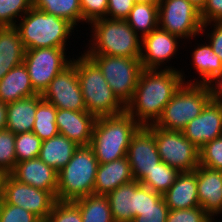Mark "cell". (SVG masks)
Masks as SVG:
<instances>
[{"instance_id": "obj_1", "label": "cell", "mask_w": 222, "mask_h": 222, "mask_svg": "<svg viewBox=\"0 0 222 222\" xmlns=\"http://www.w3.org/2000/svg\"><path fill=\"white\" fill-rule=\"evenodd\" d=\"M166 67L143 69L133 97L125 106V111L141 126L155 124L164 107L185 82L184 72L172 66Z\"/></svg>"}, {"instance_id": "obj_2", "label": "cell", "mask_w": 222, "mask_h": 222, "mask_svg": "<svg viewBox=\"0 0 222 222\" xmlns=\"http://www.w3.org/2000/svg\"><path fill=\"white\" fill-rule=\"evenodd\" d=\"M140 127L126 111L119 115L97 117L89 146L99 164L126 157L131 138Z\"/></svg>"}, {"instance_id": "obj_3", "label": "cell", "mask_w": 222, "mask_h": 222, "mask_svg": "<svg viewBox=\"0 0 222 222\" xmlns=\"http://www.w3.org/2000/svg\"><path fill=\"white\" fill-rule=\"evenodd\" d=\"M91 39L86 55L140 58L142 38L125 20L100 18L90 23ZM93 42V43H92Z\"/></svg>"}, {"instance_id": "obj_4", "label": "cell", "mask_w": 222, "mask_h": 222, "mask_svg": "<svg viewBox=\"0 0 222 222\" xmlns=\"http://www.w3.org/2000/svg\"><path fill=\"white\" fill-rule=\"evenodd\" d=\"M15 25L26 50L35 48H66L75 26L68 20L32 7Z\"/></svg>"}, {"instance_id": "obj_5", "label": "cell", "mask_w": 222, "mask_h": 222, "mask_svg": "<svg viewBox=\"0 0 222 222\" xmlns=\"http://www.w3.org/2000/svg\"><path fill=\"white\" fill-rule=\"evenodd\" d=\"M76 73L88 113L97 118L125 112L101 70L85 53L76 58Z\"/></svg>"}, {"instance_id": "obj_6", "label": "cell", "mask_w": 222, "mask_h": 222, "mask_svg": "<svg viewBox=\"0 0 222 222\" xmlns=\"http://www.w3.org/2000/svg\"><path fill=\"white\" fill-rule=\"evenodd\" d=\"M98 166L92 148L79 146L68 164L57 172L56 200L73 202L93 194Z\"/></svg>"}, {"instance_id": "obj_7", "label": "cell", "mask_w": 222, "mask_h": 222, "mask_svg": "<svg viewBox=\"0 0 222 222\" xmlns=\"http://www.w3.org/2000/svg\"><path fill=\"white\" fill-rule=\"evenodd\" d=\"M186 83L181 85L164 107L155 123L156 126L166 130L182 131L191 120L201 114L211 100L208 84Z\"/></svg>"}, {"instance_id": "obj_8", "label": "cell", "mask_w": 222, "mask_h": 222, "mask_svg": "<svg viewBox=\"0 0 222 222\" xmlns=\"http://www.w3.org/2000/svg\"><path fill=\"white\" fill-rule=\"evenodd\" d=\"M101 70L118 100L126 106L132 99L143 66L140 58L87 55Z\"/></svg>"}, {"instance_id": "obj_9", "label": "cell", "mask_w": 222, "mask_h": 222, "mask_svg": "<svg viewBox=\"0 0 222 222\" xmlns=\"http://www.w3.org/2000/svg\"><path fill=\"white\" fill-rule=\"evenodd\" d=\"M146 127L155 136L161 161L179 172L194 171L199 166L200 150L182 131L166 130L155 124Z\"/></svg>"}, {"instance_id": "obj_10", "label": "cell", "mask_w": 222, "mask_h": 222, "mask_svg": "<svg viewBox=\"0 0 222 222\" xmlns=\"http://www.w3.org/2000/svg\"><path fill=\"white\" fill-rule=\"evenodd\" d=\"M158 17V27L180 39L190 40L201 34L200 11L187 0H161Z\"/></svg>"}, {"instance_id": "obj_11", "label": "cell", "mask_w": 222, "mask_h": 222, "mask_svg": "<svg viewBox=\"0 0 222 222\" xmlns=\"http://www.w3.org/2000/svg\"><path fill=\"white\" fill-rule=\"evenodd\" d=\"M65 50L66 48L49 47L25 51L23 63L38 94H43L56 75L72 63L70 58H66Z\"/></svg>"}, {"instance_id": "obj_12", "label": "cell", "mask_w": 222, "mask_h": 222, "mask_svg": "<svg viewBox=\"0 0 222 222\" xmlns=\"http://www.w3.org/2000/svg\"><path fill=\"white\" fill-rule=\"evenodd\" d=\"M2 199L7 204L24 208L45 222L56 198L49 192L16 180L8 174L4 181Z\"/></svg>"}, {"instance_id": "obj_13", "label": "cell", "mask_w": 222, "mask_h": 222, "mask_svg": "<svg viewBox=\"0 0 222 222\" xmlns=\"http://www.w3.org/2000/svg\"><path fill=\"white\" fill-rule=\"evenodd\" d=\"M42 97L57 109L86 111L76 73V59L72 58V63L56 75Z\"/></svg>"}, {"instance_id": "obj_14", "label": "cell", "mask_w": 222, "mask_h": 222, "mask_svg": "<svg viewBox=\"0 0 222 222\" xmlns=\"http://www.w3.org/2000/svg\"><path fill=\"white\" fill-rule=\"evenodd\" d=\"M127 158L133 178L139 183L161 162L155 136L146 126L132 136Z\"/></svg>"}, {"instance_id": "obj_15", "label": "cell", "mask_w": 222, "mask_h": 222, "mask_svg": "<svg viewBox=\"0 0 222 222\" xmlns=\"http://www.w3.org/2000/svg\"><path fill=\"white\" fill-rule=\"evenodd\" d=\"M178 39L180 40L178 36L170 34L159 27L142 37L140 60L143 69L160 70L161 67L163 68L162 65L164 63L166 65L171 58L173 59L178 51Z\"/></svg>"}, {"instance_id": "obj_16", "label": "cell", "mask_w": 222, "mask_h": 222, "mask_svg": "<svg viewBox=\"0 0 222 222\" xmlns=\"http://www.w3.org/2000/svg\"><path fill=\"white\" fill-rule=\"evenodd\" d=\"M182 133L198 149L222 136V105L210 100L201 114L185 126Z\"/></svg>"}, {"instance_id": "obj_17", "label": "cell", "mask_w": 222, "mask_h": 222, "mask_svg": "<svg viewBox=\"0 0 222 222\" xmlns=\"http://www.w3.org/2000/svg\"><path fill=\"white\" fill-rule=\"evenodd\" d=\"M56 125L59 134L78 146L90 145L96 117L87 111L57 109Z\"/></svg>"}, {"instance_id": "obj_18", "label": "cell", "mask_w": 222, "mask_h": 222, "mask_svg": "<svg viewBox=\"0 0 222 222\" xmlns=\"http://www.w3.org/2000/svg\"><path fill=\"white\" fill-rule=\"evenodd\" d=\"M199 205L213 218L222 214V170L196 168Z\"/></svg>"}, {"instance_id": "obj_19", "label": "cell", "mask_w": 222, "mask_h": 222, "mask_svg": "<svg viewBox=\"0 0 222 222\" xmlns=\"http://www.w3.org/2000/svg\"><path fill=\"white\" fill-rule=\"evenodd\" d=\"M10 174L20 182L49 191L56 198L57 171L39 157L17 162Z\"/></svg>"}, {"instance_id": "obj_20", "label": "cell", "mask_w": 222, "mask_h": 222, "mask_svg": "<svg viewBox=\"0 0 222 222\" xmlns=\"http://www.w3.org/2000/svg\"><path fill=\"white\" fill-rule=\"evenodd\" d=\"M169 210L190 209L199 205L196 169L180 172L176 181L163 194Z\"/></svg>"}, {"instance_id": "obj_21", "label": "cell", "mask_w": 222, "mask_h": 222, "mask_svg": "<svg viewBox=\"0 0 222 222\" xmlns=\"http://www.w3.org/2000/svg\"><path fill=\"white\" fill-rule=\"evenodd\" d=\"M131 181H134V178L127 156L112 162L99 164L94 194L107 195L119 186Z\"/></svg>"}, {"instance_id": "obj_22", "label": "cell", "mask_w": 222, "mask_h": 222, "mask_svg": "<svg viewBox=\"0 0 222 222\" xmlns=\"http://www.w3.org/2000/svg\"><path fill=\"white\" fill-rule=\"evenodd\" d=\"M42 99V94H36L8 103L6 128L15 134L33 131L37 104Z\"/></svg>"}, {"instance_id": "obj_23", "label": "cell", "mask_w": 222, "mask_h": 222, "mask_svg": "<svg viewBox=\"0 0 222 222\" xmlns=\"http://www.w3.org/2000/svg\"><path fill=\"white\" fill-rule=\"evenodd\" d=\"M106 197L114 222H132L137 217L138 181L123 184Z\"/></svg>"}, {"instance_id": "obj_24", "label": "cell", "mask_w": 222, "mask_h": 222, "mask_svg": "<svg viewBox=\"0 0 222 222\" xmlns=\"http://www.w3.org/2000/svg\"><path fill=\"white\" fill-rule=\"evenodd\" d=\"M25 47L15 26L0 27V80L24 61Z\"/></svg>"}, {"instance_id": "obj_25", "label": "cell", "mask_w": 222, "mask_h": 222, "mask_svg": "<svg viewBox=\"0 0 222 222\" xmlns=\"http://www.w3.org/2000/svg\"><path fill=\"white\" fill-rule=\"evenodd\" d=\"M36 94L38 93L31 84L30 76L24 63L12 68L0 80V101L3 103L8 104Z\"/></svg>"}, {"instance_id": "obj_26", "label": "cell", "mask_w": 222, "mask_h": 222, "mask_svg": "<svg viewBox=\"0 0 222 222\" xmlns=\"http://www.w3.org/2000/svg\"><path fill=\"white\" fill-rule=\"evenodd\" d=\"M79 146L66 136L58 134L42 141L39 158L59 172L71 160Z\"/></svg>"}, {"instance_id": "obj_27", "label": "cell", "mask_w": 222, "mask_h": 222, "mask_svg": "<svg viewBox=\"0 0 222 222\" xmlns=\"http://www.w3.org/2000/svg\"><path fill=\"white\" fill-rule=\"evenodd\" d=\"M192 52V61L196 72L199 73V79L188 80L189 83H210L217 75L222 73V61L219 56L212 50L208 43L198 44ZM195 80V81H194ZM192 81V82H191Z\"/></svg>"}, {"instance_id": "obj_28", "label": "cell", "mask_w": 222, "mask_h": 222, "mask_svg": "<svg viewBox=\"0 0 222 222\" xmlns=\"http://www.w3.org/2000/svg\"><path fill=\"white\" fill-rule=\"evenodd\" d=\"M158 18V4L135 2L125 21L142 38L158 27Z\"/></svg>"}, {"instance_id": "obj_29", "label": "cell", "mask_w": 222, "mask_h": 222, "mask_svg": "<svg viewBox=\"0 0 222 222\" xmlns=\"http://www.w3.org/2000/svg\"><path fill=\"white\" fill-rule=\"evenodd\" d=\"M73 203L81 212L82 222H114L106 195L93 193Z\"/></svg>"}, {"instance_id": "obj_30", "label": "cell", "mask_w": 222, "mask_h": 222, "mask_svg": "<svg viewBox=\"0 0 222 222\" xmlns=\"http://www.w3.org/2000/svg\"><path fill=\"white\" fill-rule=\"evenodd\" d=\"M33 7L68 20L74 26L83 22L80 0H33Z\"/></svg>"}, {"instance_id": "obj_31", "label": "cell", "mask_w": 222, "mask_h": 222, "mask_svg": "<svg viewBox=\"0 0 222 222\" xmlns=\"http://www.w3.org/2000/svg\"><path fill=\"white\" fill-rule=\"evenodd\" d=\"M57 108L42 99L37 104L33 133L36 134L42 141L50 139L59 134L56 125Z\"/></svg>"}, {"instance_id": "obj_32", "label": "cell", "mask_w": 222, "mask_h": 222, "mask_svg": "<svg viewBox=\"0 0 222 222\" xmlns=\"http://www.w3.org/2000/svg\"><path fill=\"white\" fill-rule=\"evenodd\" d=\"M179 173L178 170L161 161L140 184L163 195L176 181Z\"/></svg>"}, {"instance_id": "obj_33", "label": "cell", "mask_w": 222, "mask_h": 222, "mask_svg": "<svg viewBox=\"0 0 222 222\" xmlns=\"http://www.w3.org/2000/svg\"><path fill=\"white\" fill-rule=\"evenodd\" d=\"M42 140L31 132L16 134L15 151L17 162L38 158Z\"/></svg>"}, {"instance_id": "obj_34", "label": "cell", "mask_w": 222, "mask_h": 222, "mask_svg": "<svg viewBox=\"0 0 222 222\" xmlns=\"http://www.w3.org/2000/svg\"><path fill=\"white\" fill-rule=\"evenodd\" d=\"M32 7L33 0H0V27L15 26Z\"/></svg>"}, {"instance_id": "obj_35", "label": "cell", "mask_w": 222, "mask_h": 222, "mask_svg": "<svg viewBox=\"0 0 222 222\" xmlns=\"http://www.w3.org/2000/svg\"><path fill=\"white\" fill-rule=\"evenodd\" d=\"M16 134L7 128L0 130V169L10 174L16 166Z\"/></svg>"}, {"instance_id": "obj_36", "label": "cell", "mask_w": 222, "mask_h": 222, "mask_svg": "<svg viewBox=\"0 0 222 222\" xmlns=\"http://www.w3.org/2000/svg\"><path fill=\"white\" fill-rule=\"evenodd\" d=\"M199 150V165L222 170V136L205 143Z\"/></svg>"}, {"instance_id": "obj_37", "label": "cell", "mask_w": 222, "mask_h": 222, "mask_svg": "<svg viewBox=\"0 0 222 222\" xmlns=\"http://www.w3.org/2000/svg\"><path fill=\"white\" fill-rule=\"evenodd\" d=\"M45 222H82L81 212L73 202L56 201Z\"/></svg>"}, {"instance_id": "obj_38", "label": "cell", "mask_w": 222, "mask_h": 222, "mask_svg": "<svg viewBox=\"0 0 222 222\" xmlns=\"http://www.w3.org/2000/svg\"><path fill=\"white\" fill-rule=\"evenodd\" d=\"M0 222H42L36 215L24 208L7 204L3 199L0 206Z\"/></svg>"}, {"instance_id": "obj_39", "label": "cell", "mask_w": 222, "mask_h": 222, "mask_svg": "<svg viewBox=\"0 0 222 222\" xmlns=\"http://www.w3.org/2000/svg\"><path fill=\"white\" fill-rule=\"evenodd\" d=\"M212 217L201 207L169 210L166 222H208Z\"/></svg>"}, {"instance_id": "obj_40", "label": "cell", "mask_w": 222, "mask_h": 222, "mask_svg": "<svg viewBox=\"0 0 222 222\" xmlns=\"http://www.w3.org/2000/svg\"><path fill=\"white\" fill-rule=\"evenodd\" d=\"M83 21L88 25L97 19L107 18L108 0H80Z\"/></svg>"}, {"instance_id": "obj_41", "label": "cell", "mask_w": 222, "mask_h": 222, "mask_svg": "<svg viewBox=\"0 0 222 222\" xmlns=\"http://www.w3.org/2000/svg\"><path fill=\"white\" fill-rule=\"evenodd\" d=\"M162 198L163 195L152 191L148 187L142 186L138 182L137 216L154 208Z\"/></svg>"}, {"instance_id": "obj_42", "label": "cell", "mask_w": 222, "mask_h": 222, "mask_svg": "<svg viewBox=\"0 0 222 222\" xmlns=\"http://www.w3.org/2000/svg\"><path fill=\"white\" fill-rule=\"evenodd\" d=\"M200 17L203 22L201 34H204L207 26L212 22H222V0H207L205 7L200 12Z\"/></svg>"}, {"instance_id": "obj_43", "label": "cell", "mask_w": 222, "mask_h": 222, "mask_svg": "<svg viewBox=\"0 0 222 222\" xmlns=\"http://www.w3.org/2000/svg\"><path fill=\"white\" fill-rule=\"evenodd\" d=\"M169 208L162 198L154 208L142 213V215L134 217L132 222H166Z\"/></svg>"}, {"instance_id": "obj_44", "label": "cell", "mask_w": 222, "mask_h": 222, "mask_svg": "<svg viewBox=\"0 0 222 222\" xmlns=\"http://www.w3.org/2000/svg\"><path fill=\"white\" fill-rule=\"evenodd\" d=\"M134 4V0H108L107 18L125 20Z\"/></svg>"}, {"instance_id": "obj_45", "label": "cell", "mask_w": 222, "mask_h": 222, "mask_svg": "<svg viewBox=\"0 0 222 222\" xmlns=\"http://www.w3.org/2000/svg\"><path fill=\"white\" fill-rule=\"evenodd\" d=\"M212 25L214 29L207 34L206 38H210L207 43L222 61V22H213Z\"/></svg>"}, {"instance_id": "obj_46", "label": "cell", "mask_w": 222, "mask_h": 222, "mask_svg": "<svg viewBox=\"0 0 222 222\" xmlns=\"http://www.w3.org/2000/svg\"><path fill=\"white\" fill-rule=\"evenodd\" d=\"M208 86L211 92V100L222 105V73L208 83Z\"/></svg>"}, {"instance_id": "obj_47", "label": "cell", "mask_w": 222, "mask_h": 222, "mask_svg": "<svg viewBox=\"0 0 222 222\" xmlns=\"http://www.w3.org/2000/svg\"><path fill=\"white\" fill-rule=\"evenodd\" d=\"M7 104L0 101V130L6 128Z\"/></svg>"}, {"instance_id": "obj_48", "label": "cell", "mask_w": 222, "mask_h": 222, "mask_svg": "<svg viewBox=\"0 0 222 222\" xmlns=\"http://www.w3.org/2000/svg\"><path fill=\"white\" fill-rule=\"evenodd\" d=\"M187 1L190 2L194 7H196L200 12L203 10L207 2V0H187Z\"/></svg>"}, {"instance_id": "obj_49", "label": "cell", "mask_w": 222, "mask_h": 222, "mask_svg": "<svg viewBox=\"0 0 222 222\" xmlns=\"http://www.w3.org/2000/svg\"><path fill=\"white\" fill-rule=\"evenodd\" d=\"M7 175L4 170L0 169V198L3 196L4 181Z\"/></svg>"}, {"instance_id": "obj_50", "label": "cell", "mask_w": 222, "mask_h": 222, "mask_svg": "<svg viewBox=\"0 0 222 222\" xmlns=\"http://www.w3.org/2000/svg\"><path fill=\"white\" fill-rule=\"evenodd\" d=\"M135 2H144V3H153V4H158L160 3L161 0H134Z\"/></svg>"}, {"instance_id": "obj_51", "label": "cell", "mask_w": 222, "mask_h": 222, "mask_svg": "<svg viewBox=\"0 0 222 222\" xmlns=\"http://www.w3.org/2000/svg\"><path fill=\"white\" fill-rule=\"evenodd\" d=\"M214 221H215V219L211 218L208 222H214ZM215 222H217V221H215Z\"/></svg>"}]
</instances>
